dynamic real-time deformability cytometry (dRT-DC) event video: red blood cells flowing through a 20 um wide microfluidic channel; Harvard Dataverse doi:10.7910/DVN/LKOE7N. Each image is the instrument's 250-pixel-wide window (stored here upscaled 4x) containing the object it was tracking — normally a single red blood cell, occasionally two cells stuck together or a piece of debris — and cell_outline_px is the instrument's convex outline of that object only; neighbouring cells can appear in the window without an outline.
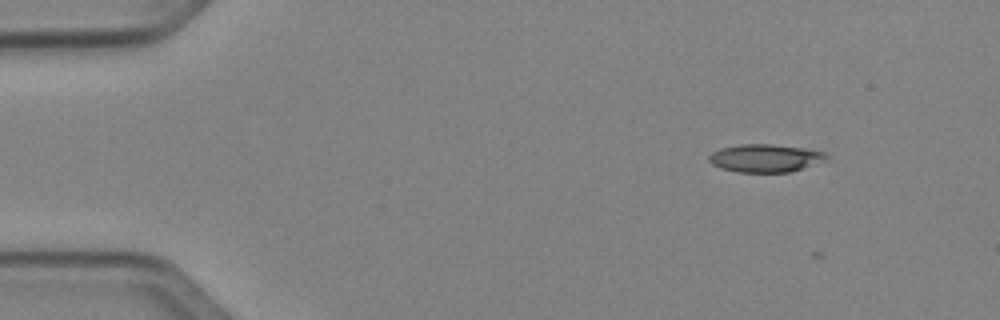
{"species": "Egyptian fruit bat (a non-hibernating species)", "species_latin": "Rousettus aegyptiacus", "temperature_condition": "cold", "stored_images_in_passage": 4, "camera_frame_rate_fps": 3000, "um_per_image_px": 0.085, "animal": {"sex": "female"}, "frame": {"image": 1, "passage_image": 1, "time_ms": 0.0, "image_size_px": [1000, 320], "cell_outline_px": [[828, 156], [800, 168], [788, 172], [736, 172], [720, 168], [712, 164], [708, 160], [708, 156], [712, 152], [720, 148], [740, 144], [772, 144], [804, 148], [824, 152]], "centroid_in_image_um": [64.91, 13.43], "position_along_channel_um": 20.1, "area_um2": 18.67}}